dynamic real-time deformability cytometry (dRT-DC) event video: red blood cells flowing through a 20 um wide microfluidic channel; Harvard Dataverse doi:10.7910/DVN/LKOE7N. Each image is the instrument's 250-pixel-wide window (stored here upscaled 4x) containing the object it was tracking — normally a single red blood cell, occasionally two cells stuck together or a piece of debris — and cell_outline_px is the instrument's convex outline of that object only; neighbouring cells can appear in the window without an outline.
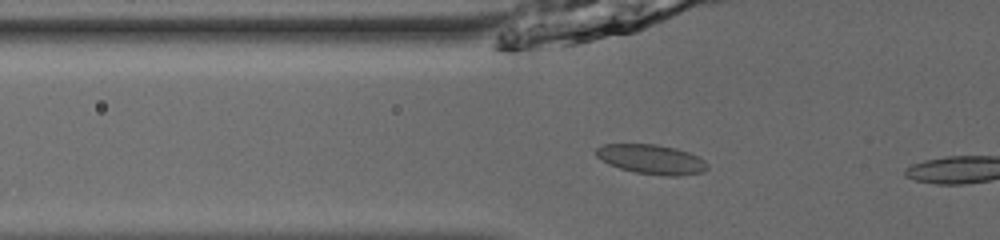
{"species": "common noctule bat (a hibernating species)", "species_latin": "Nyctalus noctula", "temperature_condition": "room temperature", "stored_images_in_passage": 38, "camera_frame_rate_fps": 3000, "um_per_image_px": 0.085, "animal": {"sex": "male", "body_mass_g": 13.0, "forearm_length_mm": 53.1}, "frame": {"image": 1, "passage_image": 13, "time_ms": 4.0, "image_size_px": [1000, 240], "cell_outline_px": [[708, 168], [704, 172], [680, 176], [668, 176], [636, 172], [620, 168], [608, 164], [596, 156], [596, 148], [604, 144], [656, 144], [676, 148], [700, 156], [708, 164]], "centroid_in_image_um": [55.41, 13.54], "position_along_channel_um": 70.4, "area_um2": 19.25}}
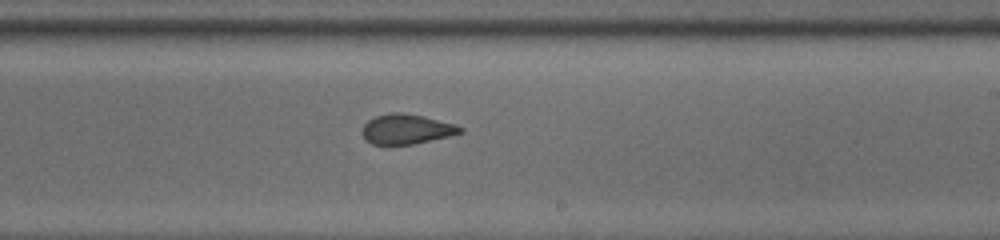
{"frame": {"image": 2, "passage_image": 27, "time_ms": 8.667, "image_size_px": [1000, 240], "cell_outline_px": [[464, 132], [448, 136], [412, 144], [372, 144], [364, 136], [364, 124], [368, 120], [376, 116], [392, 112], [400, 112], [424, 116], [456, 124], [464, 128]], "centroid_in_image_um": [34.6, 10.96], "position_along_channel_um": 254.4, "area_um2": 16.82}}
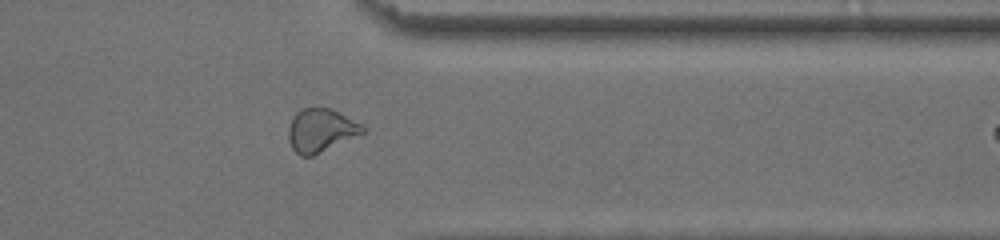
{"frame": {"image": 3, "passage_image": 37, "time_ms": 12.0, "image_size_px": [1000, 240], "cell_outline_px": [[368, 132], [312, 156], [300, 156], [292, 148], [288, 140], [288, 128], [292, 116], [296, 112], [304, 108], [332, 108], [368, 128]], "centroid_in_image_um": [27.3, 11.08], "position_along_channel_um": 384.1, "area_um2": 19.02}}